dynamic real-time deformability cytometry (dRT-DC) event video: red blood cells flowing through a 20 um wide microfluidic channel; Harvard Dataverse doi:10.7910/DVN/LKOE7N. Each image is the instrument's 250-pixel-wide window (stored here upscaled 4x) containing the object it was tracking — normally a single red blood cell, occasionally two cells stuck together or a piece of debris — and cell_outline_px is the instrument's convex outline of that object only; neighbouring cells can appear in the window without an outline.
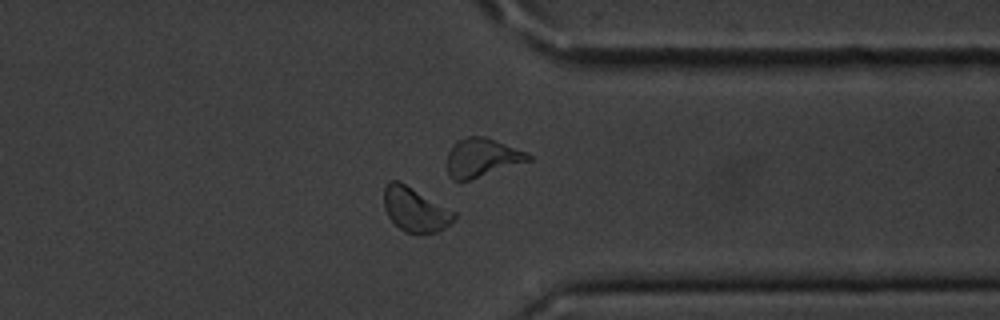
{"species": "common noctule bat (a hibernating species)", "species_latin": "Nyctalus noctula", "temperature_condition": "cold", "stored_images_in_passage": 56, "camera_frame_rate_fps": 3000, "um_per_image_px": 0.085, "animal": {"sex": "male", "body_mass_g": 20.1, "forearm_length_mm": 53.5}, "frame": {"image": 1, "passage_image": 43, "time_ms": 14.0, "image_size_px": [1000, 320], "cell_outline_px": [[456, 216], [444, 228], [436, 232], [404, 232], [388, 216], [384, 208], [384, 188], [388, 180], [400, 180], [456, 212]], "centroid_in_image_um": [35.26, 17.76], "position_along_channel_um": 376.1, "area_um2": 17.98}}
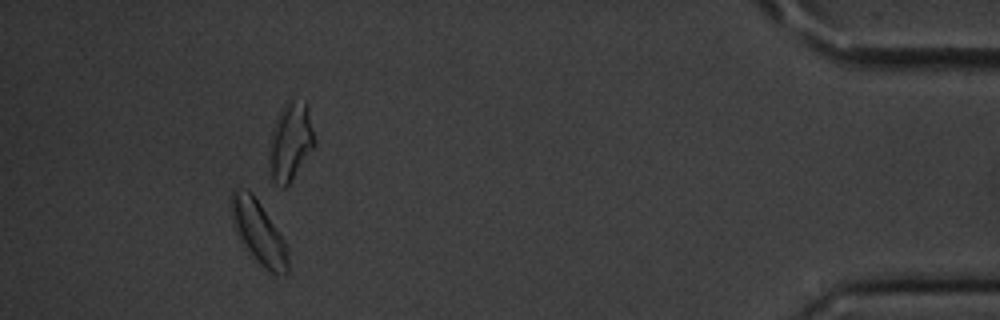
{"frame": {"image": 2, "passage_image": 51, "time_ms": 16.667, "image_size_px": [1000, 320], "cell_outline_px": [[288, 276], [276, 276], [268, 272], [248, 256], [232, 224], [232, 192], [236, 188], [252, 192], [284, 240], [288, 248]], "centroid_in_image_um": [22.0, 19.87], "position_along_channel_um": 413.2, "area_um2": 21.21}, "authors_computed_cell_mechanics": {"area_um2": 18.3515, "velocity_mm_per_s": 3.5273, "shape_relaxation_time_tau1_ms": 2.5313, "shape_relaxation_time_tau2_ms": 3.949, "deformation_change_tau1": 0.0722, "deformation_change_tau2": 0.0586}}